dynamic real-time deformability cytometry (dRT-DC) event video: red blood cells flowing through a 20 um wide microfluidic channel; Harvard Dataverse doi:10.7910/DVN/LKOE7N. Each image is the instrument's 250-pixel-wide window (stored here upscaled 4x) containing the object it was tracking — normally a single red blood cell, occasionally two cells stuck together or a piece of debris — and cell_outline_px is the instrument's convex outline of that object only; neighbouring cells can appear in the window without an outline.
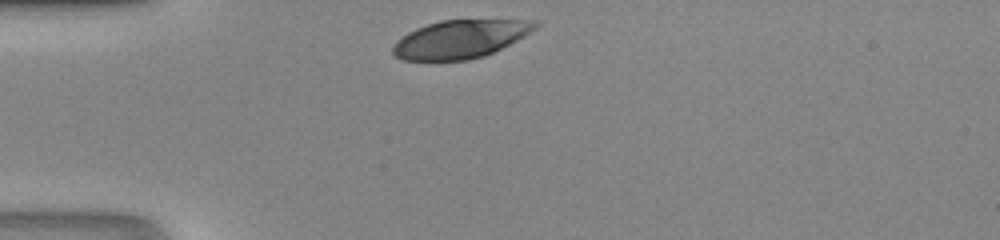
{"species": "human", "species_latin": "Homo sapiens", "temperature_condition": "room temperature", "stored_images_in_passage": 26, "camera_frame_rate_fps": 3000, "um_per_image_px": 0.085, "donor": {"sex": "male"}, "frame": {"image": 1, "passage_image": 1, "time_ms": 0.0, "image_size_px": [1000, 240], "cell_outline_px": [[540, 24], [536, 28], [524, 36], [484, 56], [468, 60], [404, 60], [396, 56], [392, 52], [392, 48], [396, 40], [408, 32], [416, 28], [440, 20], [540, 20]], "centroid_in_image_um": [39.12, 3.31], "position_along_channel_um": 45.9, "area_um2": 31.44}}
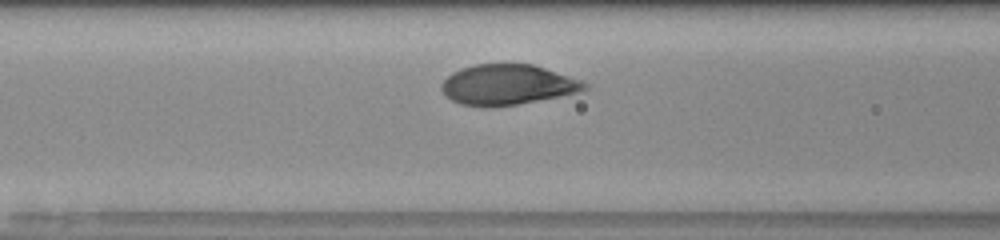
{"frame": {"image": 2, "passage_image": 8, "time_ms": 2.333, "image_size_px": [1000, 240], "cell_outline_px": [[592, 84], [588, 88], [580, 92], [560, 96], [516, 104], [492, 108], [484, 108], [460, 104], [444, 96], [440, 88], [440, 84], [452, 72], [460, 68], [472, 64], [532, 64]], "centroid_in_image_um": [43.09, 7.21], "position_along_channel_um": 123.5, "area_um2": 33.93}}
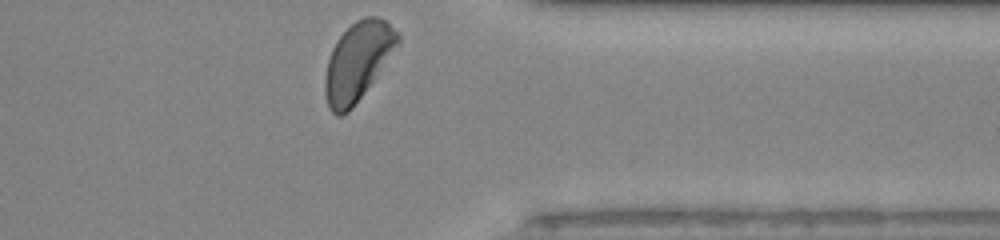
{"frame": {"image": 3, "passage_image": 26, "time_ms": 8.333, "image_size_px": [1000, 240], "cell_outline_px": [[400, 44], [352, 108], [348, 112], [340, 116], [336, 116], [328, 108], [324, 92], [324, 80], [328, 60], [332, 48], [336, 40], [356, 20], [364, 16], [376, 16], [384, 20], [400, 32]], "centroid_in_image_um": [30.41, 5.21], "position_along_channel_um": 381.0, "area_um2": 33.18}}